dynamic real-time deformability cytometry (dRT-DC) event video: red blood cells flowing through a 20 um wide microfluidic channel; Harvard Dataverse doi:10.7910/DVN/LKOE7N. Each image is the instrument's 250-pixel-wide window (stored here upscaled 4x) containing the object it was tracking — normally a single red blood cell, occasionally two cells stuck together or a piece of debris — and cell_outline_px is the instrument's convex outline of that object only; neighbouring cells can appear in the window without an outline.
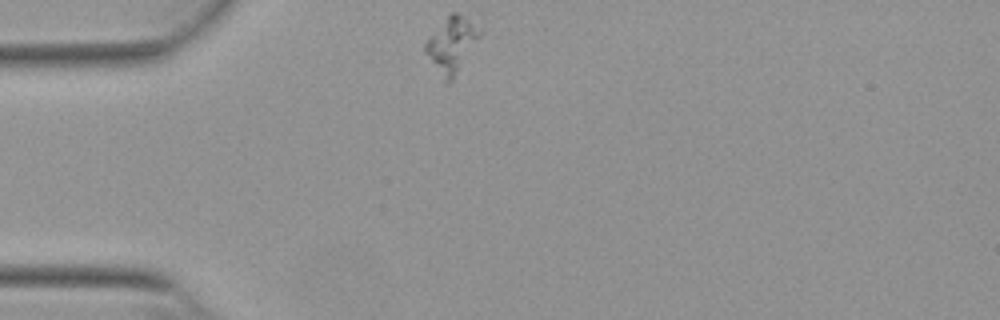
{"species": "Egyptian fruit bat (a non-hibernating species)", "species_latin": "Rousettus aegyptiacus", "temperature_condition": "warm", "stored_images_in_passage": 43, "camera_frame_rate_fps": 3000, "um_per_image_px": 0.085, "animal": {"sex": "female"}, "frame": {"image": 1, "passage_image": 1, "time_ms": 0.0, "image_size_px": [1000, 320], "cell_outline_px": [[480, 36], [452, 80], [448, 84], [444, 84], [424, 52], [424, 44], [448, 12], [456, 12], [480, 32]], "centroid_in_image_um": [38.3, 3.86], "position_along_channel_um": 46.7, "area_um2": 16.99}}
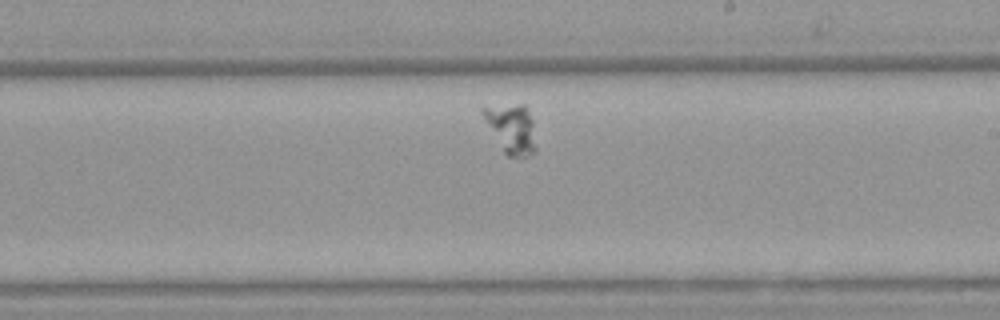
{"frame": {"image": 2, "passage_image": 20, "time_ms": 6.333, "image_size_px": [1000, 320], "cell_outline_px": [[536, 152], [528, 156], [508, 156], [504, 152], [480, 112], [480, 108], [484, 104], [524, 104], [532, 120], [536, 148]], "centroid_in_image_um": [43.44, 10.88], "position_along_channel_um": 245.6, "area_um2": 15.32}}
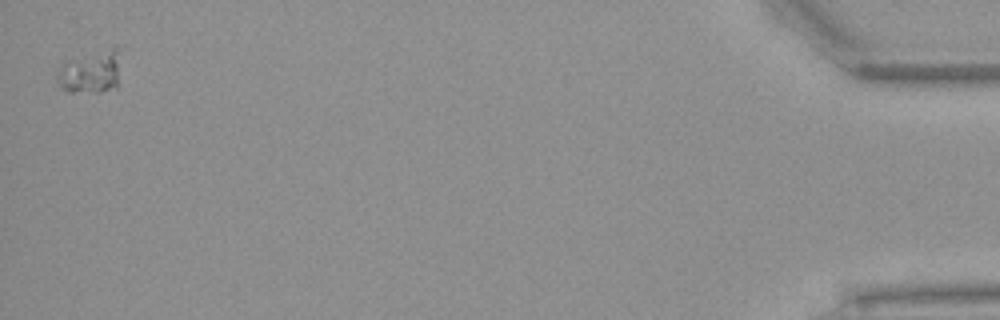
{"frame": {"image": 3, "passage_image": 43, "time_ms": 14.0, "image_size_px": [1000, 320], "cell_outline_px": [[124, 48], [120, 84], [116, 88], [100, 92], [68, 92], [60, 88], [56, 80], [56, 72], [60, 64], [68, 60], [112, 44], [124, 44]], "centroid_in_image_um": [7.86, 6.01], "position_along_channel_um": 427.3, "area_um2": 17.8}}